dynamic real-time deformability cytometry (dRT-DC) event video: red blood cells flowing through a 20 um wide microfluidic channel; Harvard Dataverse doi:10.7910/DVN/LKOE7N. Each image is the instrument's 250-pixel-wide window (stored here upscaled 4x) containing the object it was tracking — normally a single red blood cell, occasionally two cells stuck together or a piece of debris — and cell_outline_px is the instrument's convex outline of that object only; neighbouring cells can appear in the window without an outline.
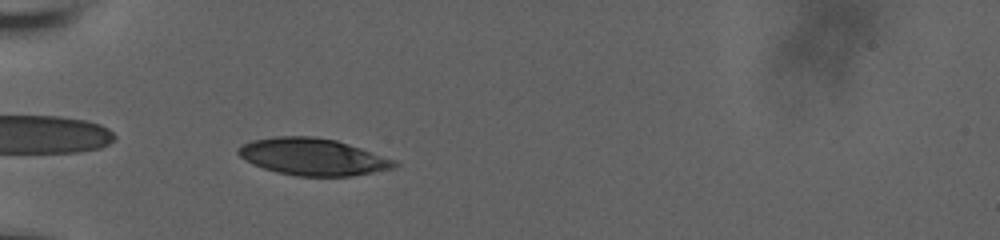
{"species": "human", "species_latin": "Homo sapiens", "temperature_condition": "room temperature", "stored_images_in_passage": 40, "camera_frame_rate_fps": 3000, "um_per_image_px": 0.085, "donor": {"sex": "male"}, "frame": {"image": 1, "passage_image": 2, "time_ms": 0.333, "image_size_px": [1000, 240], "cell_outline_px": [[400, 164], [396, 168], [352, 176], [296, 176], [276, 172], [252, 164], [240, 156], [236, 152], [244, 144], [252, 140], [276, 136], [312, 136], [336, 140], [396, 160]], "centroid_in_image_um": [26.62, 13.34], "position_along_channel_um": 58.4, "area_um2": 33.58}}
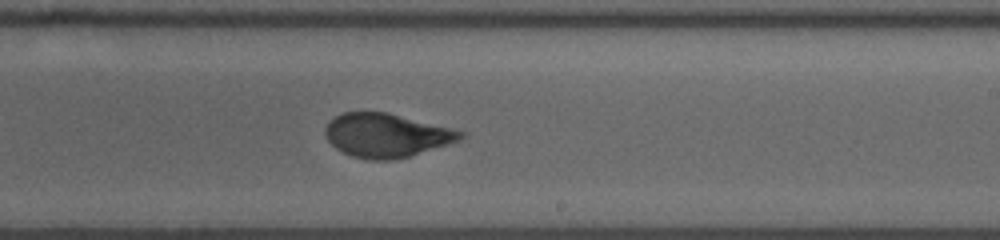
{"frame": {"image": 2, "passage_image": 19, "time_ms": 6.0, "image_size_px": [1000, 240], "cell_outline_px": [[464, 136], [460, 140], [396, 160], [372, 160], [352, 156], [336, 148], [328, 140], [324, 132], [324, 128], [328, 120], [344, 112], [388, 112], [464, 132]], "centroid_in_image_um": [32.79, 11.5], "position_along_channel_um": 256.2, "area_um2": 34.16}}
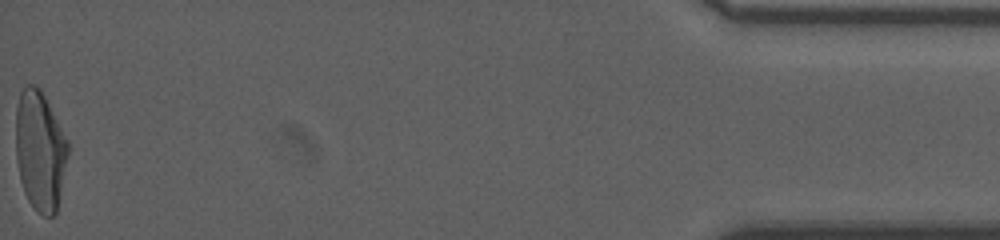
{"frame": {"image": 3, "passage_image": 40, "time_ms": 13.0, "image_size_px": [1000, 240], "cell_outline_px": [[68, 156], [56, 212], [52, 216], [44, 216], [36, 212], [28, 200], [24, 192], [20, 180], [16, 160], [16, 108], [20, 92], [24, 84], [32, 84], [40, 88], [68, 140]], "centroid_in_image_um": [3.39, 12.8], "position_along_channel_um": 431.8, "area_um2": 36.53}, "authors_computed_cell_mechanics": {"area_um2": 34.9401, "velocity_mm_per_s": 3.7397, "shape_relaxation_time_tau1_ms": 5.9904, "shape_relaxation_time_tau2_ms": 0.8146, "deformation_change_tau1": 0.2263, "deformation_change_tau2": 0.067}}